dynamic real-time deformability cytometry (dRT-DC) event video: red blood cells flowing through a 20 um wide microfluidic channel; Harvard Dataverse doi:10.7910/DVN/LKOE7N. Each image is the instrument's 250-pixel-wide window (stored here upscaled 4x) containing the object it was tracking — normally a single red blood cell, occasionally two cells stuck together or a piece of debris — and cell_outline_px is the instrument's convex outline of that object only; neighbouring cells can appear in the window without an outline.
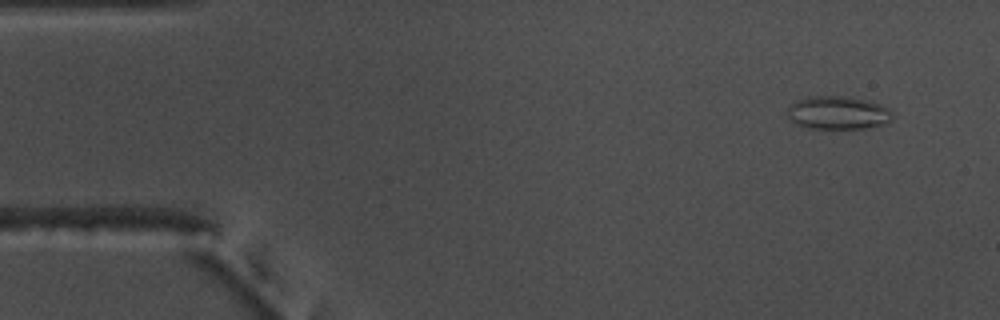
{"species": "common noctule bat (a hibernating species)", "species_latin": "Nyctalus noctula", "temperature_condition": "warm", "stored_images_in_passage": 14, "camera_frame_rate_fps": 3000, "um_per_image_px": 0.085, "animal": {"sex": "male", "body_mass_g": 17.5, "forearm_length_mm": 52.3}, "frame": {"image": 1, "passage_image": 4, "time_ms": 1.0, "image_size_px": [1000, 320], "cell_outline_px": [[892, 120], [884, 124], [864, 128], [808, 128], [796, 124], [788, 116], [788, 108], [792, 104], [800, 100], [816, 96], [844, 96], [864, 100], [888, 108], [892, 112]], "centroid_in_image_um": [71.24, 9.6], "position_along_channel_um": 13.8, "area_um2": 19.83}}